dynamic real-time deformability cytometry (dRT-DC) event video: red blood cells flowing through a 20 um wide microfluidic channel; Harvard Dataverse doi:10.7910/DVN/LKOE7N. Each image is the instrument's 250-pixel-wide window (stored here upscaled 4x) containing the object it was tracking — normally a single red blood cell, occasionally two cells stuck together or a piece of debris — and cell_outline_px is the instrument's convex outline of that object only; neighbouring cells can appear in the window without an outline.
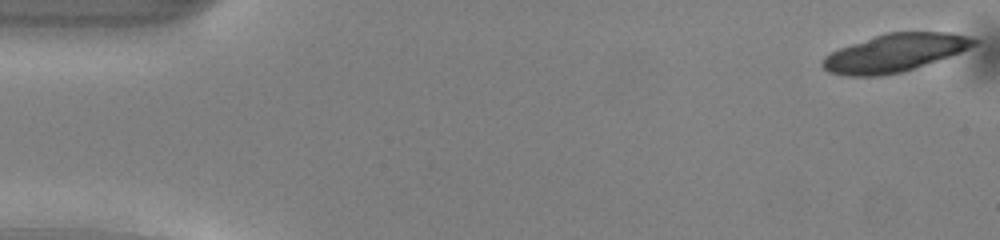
{"species": "common noctule bat (a hibernating species)", "species_latin": "Nyctalus noctula", "temperature_condition": "warm", "stored_images_in_passage": 16, "camera_frame_rate_fps": 3000, "um_per_image_px": 0.085, "animal": {"sex": "male", "body_mass_g": 13.0, "forearm_length_mm": 53.1}, "frame": {"image": 1, "passage_image": 1, "time_ms": 0.0, "image_size_px": [1000, 240], "cell_outline_px": [[980, 40], [976, 44], [960, 52], [900, 72], [880, 76], [848, 76], [828, 72], [820, 64], [820, 60], [824, 56], [840, 48], [888, 32], [952, 32], [968, 36]], "centroid_in_image_um": [76.03, 4.49], "position_along_channel_um": 9.0, "area_um2": 32.95}}